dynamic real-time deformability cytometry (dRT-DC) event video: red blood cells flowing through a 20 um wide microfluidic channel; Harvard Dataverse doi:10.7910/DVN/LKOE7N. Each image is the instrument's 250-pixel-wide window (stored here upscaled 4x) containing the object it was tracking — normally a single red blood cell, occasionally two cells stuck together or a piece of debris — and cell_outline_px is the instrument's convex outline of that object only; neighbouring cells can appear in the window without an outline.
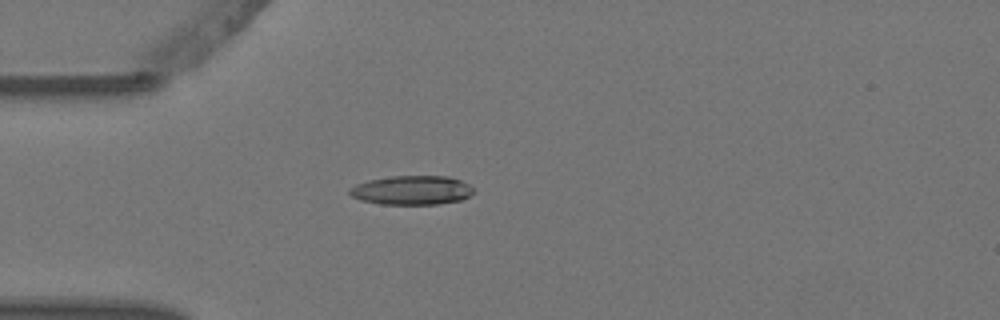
{"species": "Egyptian fruit bat (a non-hibernating species)", "species_latin": "Rousettus aegyptiacus", "temperature_condition": "warm", "stored_images_in_passage": 4, "camera_frame_rate_fps": 3000, "um_per_image_px": 0.085, "animal": {"sex": "female"}, "frame": {"image": 1, "passage_image": 4, "time_ms": 1.0, "image_size_px": [1000, 320], "cell_outline_px": [[476, 192], [460, 200], [436, 204], [380, 204], [360, 200], [352, 196], [348, 192], [348, 188], [356, 184], [368, 180], [392, 176], [448, 176], [460, 180], [476, 188]], "centroid_in_image_um": [35.01, 16.16], "position_along_channel_um": 50.0, "area_um2": 21.15}}